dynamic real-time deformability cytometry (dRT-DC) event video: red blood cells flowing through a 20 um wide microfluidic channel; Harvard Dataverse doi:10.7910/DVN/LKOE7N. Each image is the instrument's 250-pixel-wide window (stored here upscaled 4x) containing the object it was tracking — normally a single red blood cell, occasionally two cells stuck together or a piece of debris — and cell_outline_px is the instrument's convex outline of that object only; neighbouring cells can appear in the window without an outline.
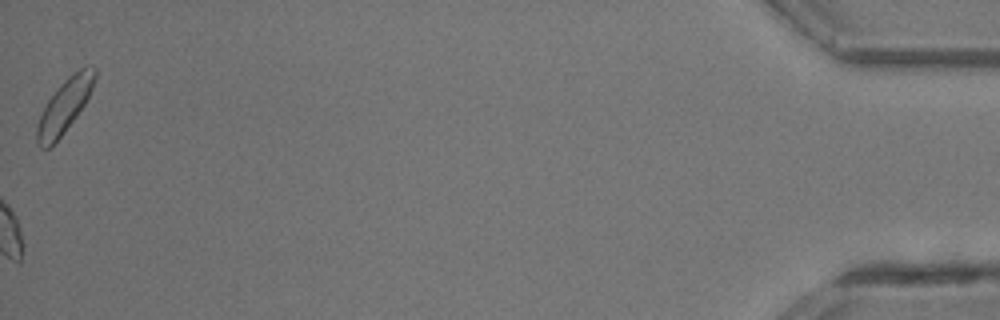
{"species": "common noctule bat (a hibernating species)", "species_latin": "Nyctalus noctula", "temperature_condition": "room temperature", "stored_images_in_passage": 29, "camera_frame_rate_fps": 3000, "um_per_image_px": 0.085, "animal": {"sex": "male", "body_mass_g": 13.3}, "frame": {"image": 1, "passage_image": 29, "time_ms": 9.333, "image_size_px": [1000, 320], "cell_outline_px": [[96, 76], [92, 88], [84, 104], [76, 116], [64, 132], [48, 148], [40, 148], [36, 140], [36, 124], [48, 100], [60, 84], [68, 76], [80, 68], [88, 64], [96, 68]], "centroid_in_image_um": [5.48, 8.97], "position_along_channel_um": 429.7, "area_um2": 17.74}}